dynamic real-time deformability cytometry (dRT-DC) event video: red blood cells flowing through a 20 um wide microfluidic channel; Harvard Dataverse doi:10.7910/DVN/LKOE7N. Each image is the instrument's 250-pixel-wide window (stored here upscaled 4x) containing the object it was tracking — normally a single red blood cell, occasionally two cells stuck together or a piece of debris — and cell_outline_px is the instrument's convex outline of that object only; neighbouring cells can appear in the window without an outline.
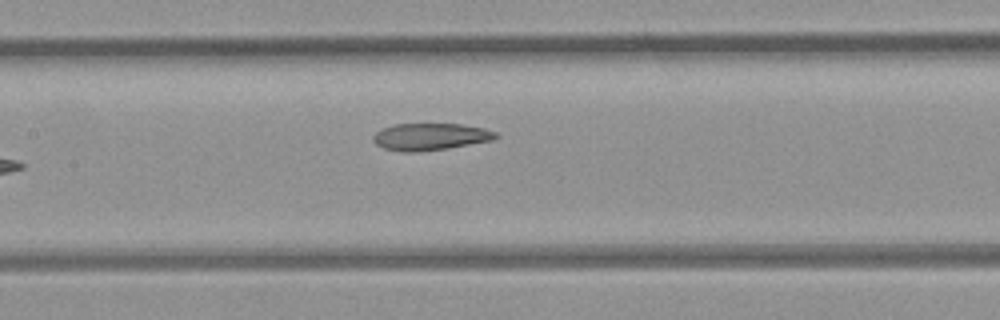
{"species": "common noctule bat (a hibernating species)", "species_latin": "Nyctalus noctula", "temperature_condition": "room temperature", "stored_images_in_passage": 8, "camera_frame_rate_fps": 3000, "um_per_image_px": 0.085, "animal": {"sex": "female", "body_mass_g": 21.9}, "frame": {"image": 1, "passage_image": 8, "time_ms": 8.333, "image_size_px": [1000, 320], "cell_outline_px": [[500, 136], [496, 140], [448, 148], [416, 152], [400, 152], [384, 148], [376, 144], [372, 140], [372, 136], [376, 132], [384, 128], [396, 124], [460, 124], [484, 128], [496, 132]], "centroid_in_image_um": [36.61, 11.63], "position_along_channel_um": 170.8, "area_um2": 19.42}}